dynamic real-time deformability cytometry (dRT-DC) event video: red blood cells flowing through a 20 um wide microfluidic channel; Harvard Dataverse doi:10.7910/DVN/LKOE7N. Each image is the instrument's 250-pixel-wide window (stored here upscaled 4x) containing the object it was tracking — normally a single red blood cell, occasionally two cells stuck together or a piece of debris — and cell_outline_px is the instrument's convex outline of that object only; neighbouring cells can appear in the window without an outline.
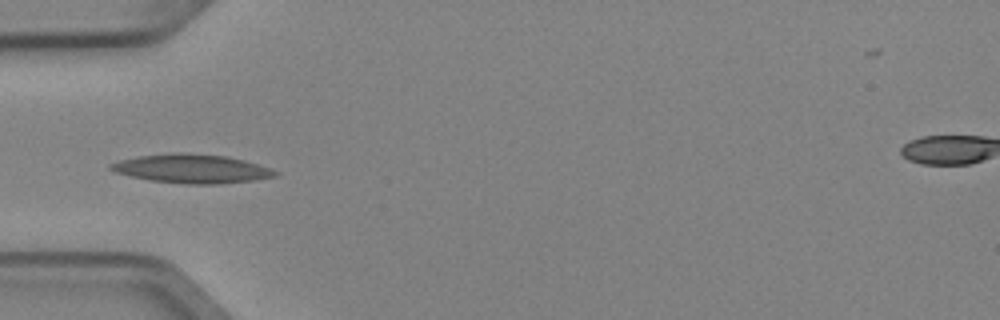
{"species": "Egyptian fruit bat (a non-hibernating species)", "species_latin": "Rousettus aegyptiacus", "temperature_condition": "cold", "stored_images_in_passage": 1, "camera_frame_rate_fps": 3000, "um_per_image_px": 0.085, "animal": {"sex": "female"}, "frame": {"image": 1, "passage_image": 1, "time_ms": 0.0, "image_size_px": [1000, 320], "cell_outline_px": [[280, 172], [276, 176], [252, 180], [220, 184], [184, 184], [152, 180], [132, 176], [116, 172], [108, 168], [108, 164], [120, 160], [140, 156], [176, 152], [180, 152], [228, 156], [244, 160], [272, 168]], "centroid_in_image_um": [16.33, 14.33], "position_along_channel_um": 68.7, "area_um2": 27.57}}